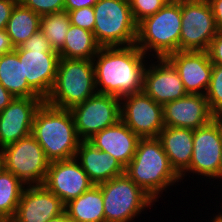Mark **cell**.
<instances>
[{
    "label": "cell",
    "instance_id": "9c48e42d",
    "mask_svg": "<svg viewBox=\"0 0 222 222\" xmlns=\"http://www.w3.org/2000/svg\"><path fill=\"white\" fill-rule=\"evenodd\" d=\"M179 51H207L219 32L207 0H180Z\"/></svg>",
    "mask_w": 222,
    "mask_h": 222
},
{
    "label": "cell",
    "instance_id": "e575fe53",
    "mask_svg": "<svg viewBox=\"0 0 222 222\" xmlns=\"http://www.w3.org/2000/svg\"><path fill=\"white\" fill-rule=\"evenodd\" d=\"M19 0H0V31L5 30L7 22Z\"/></svg>",
    "mask_w": 222,
    "mask_h": 222
},
{
    "label": "cell",
    "instance_id": "60d3db41",
    "mask_svg": "<svg viewBox=\"0 0 222 222\" xmlns=\"http://www.w3.org/2000/svg\"><path fill=\"white\" fill-rule=\"evenodd\" d=\"M215 180H217V181L219 180V184H221V185H216V186L217 187L221 186V188L219 189V190H221L222 189V154H221V158H220V166H219L218 175L214 178L213 183Z\"/></svg>",
    "mask_w": 222,
    "mask_h": 222
},
{
    "label": "cell",
    "instance_id": "f35d334b",
    "mask_svg": "<svg viewBox=\"0 0 222 222\" xmlns=\"http://www.w3.org/2000/svg\"><path fill=\"white\" fill-rule=\"evenodd\" d=\"M14 98L0 83V111L7 107Z\"/></svg>",
    "mask_w": 222,
    "mask_h": 222
},
{
    "label": "cell",
    "instance_id": "7402d4cb",
    "mask_svg": "<svg viewBox=\"0 0 222 222\" xmlns=\"http://www.w3.org/2000/svg\"><path fill=\"white\" fill-rule=\"evenodd\" d=\"M158 138L171 167L181 176L190 166L193 153V130L165 126Z\"/></svg>",
    "mask_w": 222,
    "mask_h": 222
},
{
    "label": "cell",
    "instance_id": "bcb514c9",
    "mask_svg": "<svg viewBox=\"0 0 222 222\" xmlns=\"http://www.w3.org/2000/svg\"><path fill=\"white\" fill-rule=\"evenodd\" d=\"M216 222H222V219H214Z\"/></svg>",
    "mask_w": 222,
    "mask_h": 222
},
{
    "label": "cell",
    "instance_id": "ab89813d",
    "mask_svg": "<svg viewBox=\"0 0 222 222\" xmlns=\"http://www.w3.org/2000/svg\"><path fill=\"white\" fill-rule=\"evenodd\" d=\"M48 222H73V221L69 218V216L66 212H63L61 215H59L55 218H52Z\"/></svg>",
    "mask_w": 222,
    "mask_h": 222
},
{
    "label": "cell",
    "instance_id": "7c38bea8",
    "mask_svg": "<svg viewBox=\"0 0 222 222\" xmlns=\"http://www.w3.org/2000/svg\"><path fill=\"white\" fill-rule=\"evenodd\" d=\"M121 120L140 138L158 137L165 127L163 105L143 91L122 97Z\"/></svg>",
    "mask_w": 222,
    "mask_h": 222
},
{
    "label": "cell",
    "instance_id": "b9f144b4",
    "mask_svg": "<svg viewBox=\"0 0 222 222\" xmlns=\"http://www.w3.org/2000/svg\"><path fill=\"white\" fill-rule=\"evenodd\" d=\"M214 119L217 121V123L220 126V129L222 131V113L215 115Z\"/></svg>",
    "mask_w": 222,
    "mask_h": 222
},
{
    "label": "cell",
    "instance_id": "277c9868",
    "mask_svg": "<svg viewBox=\"0 0 222 222\" xmlns=\"http://www.w3.org/2000/svg\"><path fill=\"white\" fill-rule=\"evenodd\" d=\"M181 22L180 0L169 1L137 23L135 45L150 58H166L179 51Z\"/></svg>",
    "mask_w": 222,
    "mask_h": 222
},
{
    "label": "cell",
    "instance_id": "4fadbf2b",
    "mask_svg": "<svg viewBox=\"0 0 222 222\" xmlns=\"http://www.w3.org/2000/svg\"><path fill=\"white\" fill-rule=\"evenodd\" d=\"M43 185L67 204L88 191L94 184L74 157L50 162Z\"/></svg>",
    "mask_w": 222,
    "mask_h": 222
},
{
    "label": "cell",
    "instance_id": "4316f807",
    "mask_svg": "<svg viewBox=\"0 0 222 222\" xmlns=\"http://www.w3.org/2000/svg\"><path fill=\"white\" fill-rule=\"evenodd\" d=\"M26 185L13 173L3 169L0 173V216L10 221L18 207Z\"/></svg>",
    "mask_w": 222,
    "mask_h": 222
},
{
    "label": "cell",
    "instance_id": "30bf717a",
    "mask_svg": "<svg viewBox=\"0 0 222 222\" xmlns=\"http://www.w3.org/2000/svg\"><path fill=\"white\" fill-rule=\"evenodd\" d=\"M70 111L79 139L87 141L121 120V100L112 95L96 93Z\"/></svg>",
    "mask_w": 222,
    "mask_h": 222
},
{
    "label": "cell",
    "instance_id": "e0dca14e",
    "mask_svg": "<svg viewBox=\"0 0 222 222\" xmlns=\"http://www.w3.org/2000/svg\"><path fill=\"white\" fill-rule=\"evenodd\" d=\"M28 84L45 100L54 85L60 56L55 50H14Z\"/></svg>",
    "mask_w": 222,
    "mask_h": 222
},
{
    "label": "cell",
    "instance_id": "cb8c5ba5",
    "mask_svg": "<svg viewBox=\"0 0 222 222\" xmlns=\"http://www.w3.org/2000/svg\"><path fill=\"white\" fill-rule=\"evenodd\" d=\"M65 212L73 222H105L103 194L93 185L79 197L65 204Z\"/></svg>",
    "mask_w": 222,
    "mask_h": 222
},
{
    "label": "cell",
    "instance_id": "1f68e13d",
    "mask_svg": "<svg viewBox=\"0 0 222 222\" xmlns=\"http://www.w3.org/2000/svg\"><path fill=\"white\" fill-rule=\"evenodd\" d=\"M71 25L93 32L95 27V14L93 7H84L68 12Z\"/></svg>",
    "mask_w": 222,
    "mask_h": 222
},
{
    "label": "cell",
    "instance_id": "d4e9b609",
    "mask_svg": "<svg viewBox=\"0 0 222 222\" xmlns=\"http://www.w3.org/2000/svg\"><path fill=\"white\" fill-rule=\"evenodd\" d=\"M100 48L93 32L70 25L64 46L58 54L60 58L93 60Z\"/></svg>",
    "mask_w": 222,
    "mask_h": 222
},
{
    "label": "cell",
    "instance_id": "3957f363",
    "mask_svg": "<svg viewBox=\"0 0 222 222\" xmlns=\"http://www.w3.org/2000/svg\"><path fill=\"white\" fill-rule=\"evenodd\" d=\"M31 135L50 162L74 158L81 141L71 111L45 101L35 112Z\"/></svg>",
    "mask_w": 222,
    "mask_h": 222
},
{
    "label": "cell",
    "instance_id": "ac0fdd59",
    "mask_svg": "<svg viewBox=\"0 0 222 222\" xmlns=\"http://www.w3.org/2000/svg\"><path fill=\"white\" fill-rule=\"evenodd\" d=\"M166 58L178 71L188 94H206L213 69L207 51H177Z\"/></svg>",
    "mask_w": 222,
    "mask_h": 222
},
{
    "label": "cell",
    "instance_id": "d590c367",
    "mask_svg": "<svg viewBox=\"0 0 222 222\" xmlns=\"http://www.w3.org/2000/svg\"><path fill=\"white\" fill-rule=\"evenodd\" d=\"M98 0H65L64 10L66 12L84 7H93Z\"/></svg>",
    "mask_w": 222,
    "mask_h": 222
},
{
    "label": "cell",
    "instance_id": "4dcf8cb0",
    "mask_svg": "<svg viewBox=\"0 0 222 222\" xmlns=\"http://www.w3.org/2000/svg\"><path fill=\"white\" fill-rule=\"evenodd\" d=\"M26 8L40 16L60 12L64 10L65 0H19Z\"/></svg>",
    "mask_w": 222,
    "mask_h": 222
},
{
    "label": "cell",
    "instance_id": "44dd1931",
    "mask_svg": "<svg viewBox=\"0 0 222 222\" xmlns=\"http://www.w3.org/2000/svg\"><path fill=\"white\" fill-rule=\"evenodd\" d=\"M75 159L94 185L125 174V168L117 159L97 149L88 141H80Z\"/></svg>",
    "mask_w": 222,
    "mask_h": 222
},
{
    "label": "cell",
    "instance_id": "f6af8a7d",
    "mask_svg": "<svg viewBox=\"0 0 222 222\" xmlns=\"http://www.w3.org/2000/svg\"><path fill=\"white\" fill-rule=\"evenodd\" d=\"M0 222H7V221L0 216Z\"/></svg>",
    "mask_w": 222,
    "mask_h": 222
},
{
    "label": "cell",
    "instance_id": "f546056e",
    "mask_svg": "<svg viewBox=\"0 0 222 222\" xmlns=\"http://www.w3.org/2000/svg\"><path fill=\"white\" fill-rule=\"evenodd\" d=\"M169 1L172 0H129L134 20L137 23L157 13Z\"/></svg>",
    "mask_w": 222,
    "mask_h": 222
},
{
    "label": "cell",
    "instance_id": "603a6c76",
    "mask_svg": "<svg viewBox=\"0 0 222 222\" xmlns=\"http://www.w3.org/2000/svg\"><path fill=\"white\" fill-rule=\"evenodd\" d=\"M0 83L14 97L42 98L24 77L23 62L13 50L0 56Z\"/></svg>",
    "mask_w": 222,
    "mask_h": 222
},
{
    "label": "cell",
    "instance_id": "52a82bcc",
    "mask_svg": "<svg viewBox=\"0 0 222 222\" xmlns=\"http://www.w3.org/2000/svg\"><path fill=\"white\" fill-rule=\"evenodd\" d=\"M93 9L96 20L93 34L101 47L136 43L137 22L128 0H98Z\"/></svg>",
    "mask_w": 222,
    "mask_h": 222
},
{
    "label": "cell",
    "instance_id": "d6986e66",
    "mask_svg": "<svg viewBox=\"0 0 222 222\" xmlns=\"http://www.w3.org/2000/svg\"><path fill=\"white\" fill-rule=\"evenodd\" d=\"M212 119L214 115L210 111L205 95L187 94L163 105L164 126L196 130Z\"/></svg>",
    "mask_w": 222,
    "mask_h": 222
},
{
    "label": "cell",
    "instance_id": "484cf974",
    "mask_svg": "<svg viewBox=\"0 0 222 222\" xmlns=\"http://www.w3.org/2000/svg\"><path fill=\"white\" fill-rule=\"evenodd\" d=\"M40 20V15L18 2L5 29L12 46L20 47L33 33L40 30Z\"/></svg>",
    "mask_w": 222,
    "mask_h": 222
},
{
    "label": "cell",
    "instance_id": "5b68a950",
    "mask_svg": "<svg viewBox=\"0 0 222 222\" xmlns=\"http://www.w3.org/2000/svg\"><path fill=\"white\" fill-rule=\"evenodd\" d=\"M97 93L93 60L60 58L46 103L70 110Z\"/></svg>",
    "mask_w": 222,
    "mask_h": 222
},
{
    "label": "cell",
    "instance_id": "8fae6325",
    "mask_svg": "<svg viewBox=\"0 0 222 222\" xmlns=\"http://www.w3.org/2000/svg\"><path fill=\"white\" fill-rule=\"evenodd\" d=\"M222 154V131L215 119L193 130V153L189 168L180 176L183 180L197 175L207 181L218 175ZM192 173V174H191ZM204 176V177H203Z\"/></svg>",
    "mask_w": 222,
    "mask_h": 222
},
{
    "label": "cell",
    "instance_id": "8992f818",
    "mask_svg": "<svg viewBox=\"0 0 222 222\" xmlns=\"http://www.w3.org/2000/svg\"><path fill=\"white\" fill-rule=\"evenodd\" d=\"M98 186L103 194L105 222H135L155 205V201L126 174Z\"/></svg>",
    "mask_w": 222,
    "mask_h": 222
},
{
    "label": "cell",
    "instance_id": "ee69618b",
    "mask_svg": "<svg viewBox=\"0 0 222 222\" xmlns=\"http://www.w3.org/2000/svg\"><path fill=\"white\" fill-rule=\"evenodd\" d=\"M3 169H4V163H3L2 156L0 155V173Z\"/></svg>",
    "mask_w": 222,
    "mask_h": 222
},
{
    "label": "cell",
    "instance_id": "74e56055",
    "mask_svg": "<svg viewBox=\"0 0 222 222\" xmlns=\"http://www.w3.org/2000/svg\"><path fill=\"white\" fill-rule=\"evenodd\" d=\"M14 50L6 30L0 31V56Z\"/></svg>",
    "mask_w": 222,
    "mask_h": 222
},
{
    "label": "cell",
    "instance_id": "836d02e7",
    "mask_svg": "<svg viewBox=\"0 0 222 222\" xmlns=\"http://www.w3.org/2000/svg\"><path fill=\"white\" fill-rule=\"evenodd\" d=\"M207 52L212 64L222 65V31L212 39Z\"/></svg>",
    "mask_w": 222,
    "mask_h": 222
},
{
    "label": "cell",
    "instance_id": "7bdbcfd3",
    "mask_svg": "<svg viewBox=\"0 0 222 222\" xmlns=\"http://www.w3.org/2000/svg\"><path fill=\"white\" fill-rule=\"evenodd\" d=\"M222 194V193H221ZM222 203V202H221ZM222 209V206H220V210ZM218 210L216 215H212L213 219H222V211Z\"/></svg>",
    "mask_w": 222,
    "mask_h": 222
},
{
    "label": "cell",
    "instance_id": "ffe728a7",
    "mask_svg": "<svg viewBox=\"0 0 222 222\" xmlns=\"http://www.w3.org/2000/svg\"><path fill=\"white\" fill-rule=\"evenodd\" d=\"M140 137L122 120L105 128L89 140L94 147L117 159L125 168L135 155Z\"/></svg>",
    "mask_w": 222,
    "mask_h": 222
},
{
    "label": "cell",
    "instance_id": "2e32d148",
    "mask_svg": "<svg viewBox=\"0 0 222 222\" xmlns=\"http://www.w3.org/2000/svg\"><path fill=\"white\" fill-rule=\"evenodd\" d=\"M65 212V204L43 184L26 186L12 222H48Z\"/></svg>",
    "mask_w": 222,
    "mask_h": 222
},
{
    "label": "cell",
    "instance_id": "83f0119b",
    "mask_svg": "<svg viewBox=\"0 0 222 222\" xmlns=\"http://www.w3.org/2000/svg\"><path fill=\"white\" fill-rule=\"evenodd\" d=\"M70 18L65 10L41 16L40 30L50 42L53 50L59 52L66 40Z\"/></svg>",
    "mask_w": 222,
    "mask_h": 222
},
{
    "label": "cell",
    "instance_id": "8d00e7d4",
    "mask_svg": "<svg viewBox=\"0 0 222 222\" xmlns=\"http://www.w3.org/2000/svg\"><path fill=\"white\" fill-rule=\"evenodd\" d=\"M207 2L210 4L218 30L222 31V0H207Z\"/></svg>",
    "mask_w": 222,
    "mask_h": 222
},
{
    "label": "cell",
    "instance_id": "d6a6232c",
    "mask_svg": "<svg viewBox=\"0 0 222 222\" xmlns=\"http://www.w3.org/2000/svg\"><path fill=\"white\" fill-rule=\"evenodd\" d=\"M14 50H53L45 35L38 30L33 33L20 47Z\"/></svg>",
    "mask_w": 222,
    "mask_h": 222
},
{
    "label": "cell",
    "instance_id": "9a60e30c",
    "mask_svg": "<svg viewBox=\"0 0 222 222\" xmlns=\"http://www.w3.org/2000/svg\"><path fill=\"white\" fill-rule=\"evenodd\" d=\"M43 102V98L15 97L0 111V150L31 135L35 112Z\"/></svg>",
    "mask_w": 222,
    "mask_h": 222
},
{
    "label": "cell",
    "instance_id": "6da1fadb",
    "mask_svg": "<svg viewBox=\"0 0 222 222\" xmlns=\"http://www.w3.org/2000/svg\"><path fill=\"white\" fill-rule=\"evenodd\" d=\"M149 60L135 44L101 47L93 58L97 93L121 99L142 92Z\"/></svg>",
    "mask_w": 222,
    "mask_h": 222
},
{
    "label": "cell",
    "instance_id": "7dc6e473",
    "mask_svg": "<svg viewBox=\"0 0 222 222\" xmlns=\"http://www.w3.org/2000/svg\"><path fill=\"white\" fill-rule=\"evenodd\" d=\"M210 219V221L209 222H216L214 219H212V217L211 218H209Z\"/></svg>",
    "mask_w": 222,
    "mask_h": 222
},
{
    "label": "cell",
    "instance_id": "f1b7e54d",
    "mask_svg": "<svg viewBox=\"0 0 222 222\" xmlns=\"http://www.w3.org/2000/svg\"><path fill=\"white\" fill-rule=\"evenodd\" d=\"M211 113H222V65L213 64L210 84L205 94Z\"/></svg>",
    "mask_w": 222,
    "mask_h": 222
},
{
    "label": "cell",
    "instance_id": "7a4b0ae2",
    "mask_svg": "<svg viewBox=\"0 0 222 222\" xmlns=\"http://www.w3.org/2000/svg\"><path fill=\"white\" fill-rule=\"evenodd\" d=\"M125 174L157 203L163 192L182 182L158 137L140 138L134 157L125 167Z\"/></svg>",
    "mask_w": 222,
    "mask_h": 222
},
{
    "label": "cell",
    "instance_id": "5bb4252c",
    "mask_svg": "<svg viewBox=\"0 0 222 222\" xmlns=\"http://www.w3.org/2000/svg\"><path fill=\"white\" fill-rule=\"evenodd\" d=\"M142 91L161 105L188 94L178 71L167 58H150Z\"/></svg>",
    "mask_w": 222,
    "mask_h": 222
},
{
    "label": "cell",
    "instance_id": "ba28073f",
    "mask_svg": "<svg viewBox=\"0 0 222 222\" xmlns=\"http://www.w3.org/2000/svg\"><path fill=\"white\" fill-rule=\"evenodd\" d=\"M4 169L26 186L44 184L50 161L37 140L29 135L0 150Z\"/></svg>",
    "mask_w": 222,
    "mask_h": 222
}]
</instances>
